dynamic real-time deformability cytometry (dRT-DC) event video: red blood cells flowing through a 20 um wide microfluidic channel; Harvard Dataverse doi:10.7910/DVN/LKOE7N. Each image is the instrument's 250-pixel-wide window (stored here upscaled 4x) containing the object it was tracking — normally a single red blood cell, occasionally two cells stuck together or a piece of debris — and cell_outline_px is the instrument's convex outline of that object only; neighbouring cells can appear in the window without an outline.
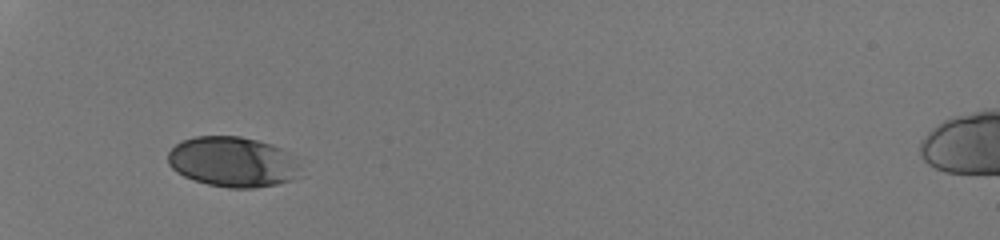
{"species": "human", "species_latin": "Homo sapiens", "temperature_condition": "room temperature", "stored_images_in_passage": 27, "camera_frame_rate_fps": 3000, "um_per_image_px": 0.085, "donor": {"sex": "male"}, "frame": {"image": 1, "passage_image": 1, "time_ms": 0.0, "image_size_px": [1000, 240], "cell_outline_px": [[296, 164], [292, 180], [276, 184], [252, 188], [228, 188], [208, 184], [184, 176], [176, 172], [168, 164], [168, 152], [176, 144], [184, 140], [196, 136], [240, 136], [272, 144], [288, 152]], "centroid_in_image_um": [19.69, 13.75], "position_along_channel_um": 65.3, "area_um2": 38.15}}
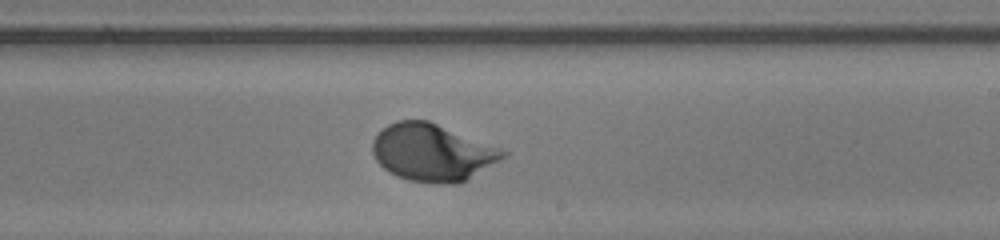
{"frame": {"image": 2, "passage_image": 16, "time_ms": 5.0, "image_size_px": [1000, 240], "cell_outline_px": [[508, 156], [460, 184], [436, 184], [408, 180], [396, 176], [388, 172], [376, 160], [372, 152], [372, 140], [388, 124], [396, 120], [428, 120], [508, 152]], "centroid_in_image_um": [36.73, 12.98], "position_along_channel_um": 252.3, "area_um2": 43.41}}
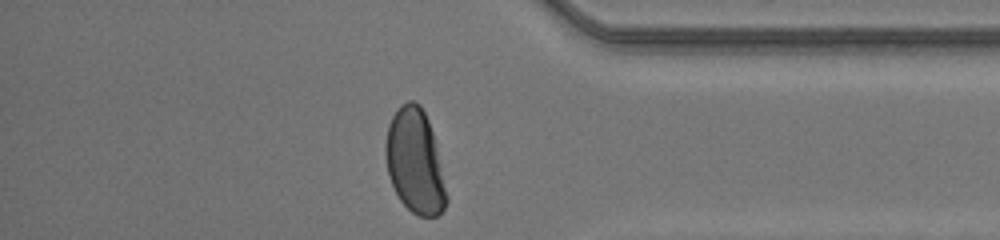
{"frame": {"image": 3, "passage_image": 27, "time_ms": 8.667, "image_size_px": [1000, 240], "cell_outline_px": [[448, 200], [444, 208], [436, 216], [420, 216], [412, 212], [400, 200], [392, 184], [388, 172], [384, 152], [384, 144], [388, 124], [392, 116], [400, 104], [408, 100], [412, 100], [420, 104], [428, 120], [432, 132], [448, 196]], "centroid_in_image_um": [35.25, 13.7], "position_along_channel_um": 400.0, "area_um2": 36.82}, "authors_computed_cell_mechanics": {"area_um2": 41.7316, "velocity_mm_per_s": 4.1976, "shape_relaxation_time_tau1_ms": 2.3084, "shape_relaxation_time_tau2_ms": null, "deformation_change_tau1": 0.1487, "deformation_change_tau2": null}}